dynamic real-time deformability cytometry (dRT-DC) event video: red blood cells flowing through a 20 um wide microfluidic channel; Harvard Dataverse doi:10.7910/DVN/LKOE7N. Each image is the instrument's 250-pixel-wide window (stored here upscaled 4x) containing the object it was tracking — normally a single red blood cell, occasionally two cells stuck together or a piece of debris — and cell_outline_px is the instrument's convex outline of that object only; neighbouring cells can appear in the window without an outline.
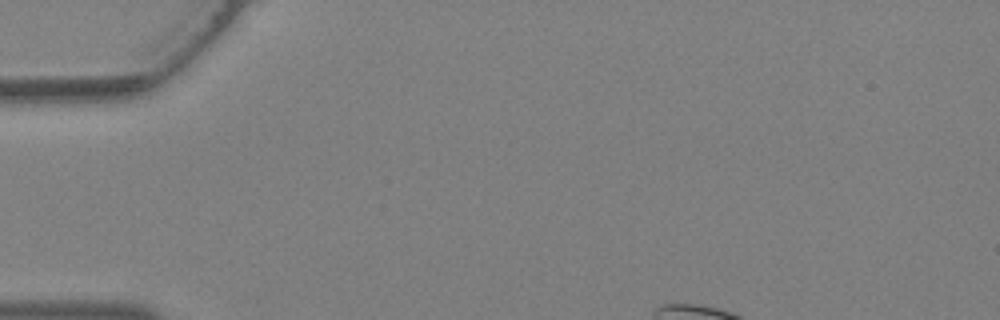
{"species": "Egyptian fruit bat (a non-hibernating species)", "species_latin": "Rousettus aegyptiacus", "temperature_condition": "warm", "stored_images_in_passage": 2, "camera_frame_rate_fps": 3000, "um_per_image_px": 0.085, "animal": {"sex": "female"}, "frame": {"image": 1, "passage_image": 1, "time_ms": 0.0, "image_size_px": [1000, 320], "cell_outline_px": [[384, 296], [380, 300], [368, 292], [316, 244], [304, 228], [324, 228], [372, 272], [380, 284]], "centroid_in_image_um": [29.45, 22.17], "position_along_channel_um": 55.6, "area_um2": 11.33}}